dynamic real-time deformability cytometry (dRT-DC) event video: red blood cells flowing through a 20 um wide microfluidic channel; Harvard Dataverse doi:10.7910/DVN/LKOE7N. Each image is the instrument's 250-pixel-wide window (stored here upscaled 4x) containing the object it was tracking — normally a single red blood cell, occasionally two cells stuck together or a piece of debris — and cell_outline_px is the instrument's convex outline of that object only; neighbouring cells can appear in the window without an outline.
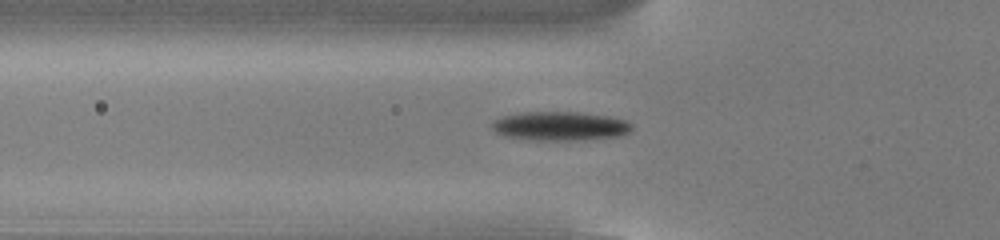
{"species": "common noctule bat (a hibernating species)", "species_latin": "Nyctalus noctula", "temperature_condition": "cold", "stored_images_in_passage": 53, "camera_frame_rate_fps": 3000, "um_per_image_px": 0.085, "animal": {"sex": "male", "body_mass_g": 13.0, "forearm_length_mm": 53.1}, "frame": {"image": 1, "passage_image": 18, "time_ms": 5.667, "image_size_px": [1000, 240], "cell_outline_px": [[632, 128], [624, 136], [584, 140], [540, 140], [504, 136], [496, 132], [492, 128], [492, 120], [504, 116], [520, 112], [576, 112], [608, 116], [624, 120], [632, 124]], "centroid_in_image_um": [47.62, 10.72], "position_along_channel_um": 78.2, "area_um2": 23.64}}
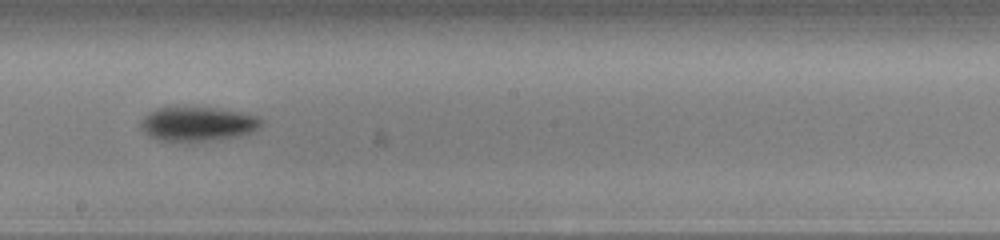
{"frame": {"image": 2, "passage_image": 30, "time_ms": 9.667, "image_size_px": [1000, 240], "cell_outline_px": [[264, 124], [260, 128], [252, 132], [240, 136], [212, 140], [156, 140], [148, 136], [140, 128], [140, 120], [148, 112], [156, 108], [176, 104], [212, 108], [240, 112], [256, 116], [264, 120]], "centroid_in_image_um": [16.76, 10.49], "position_along_channel_um": 231.4, "area_um2": 24.74}}
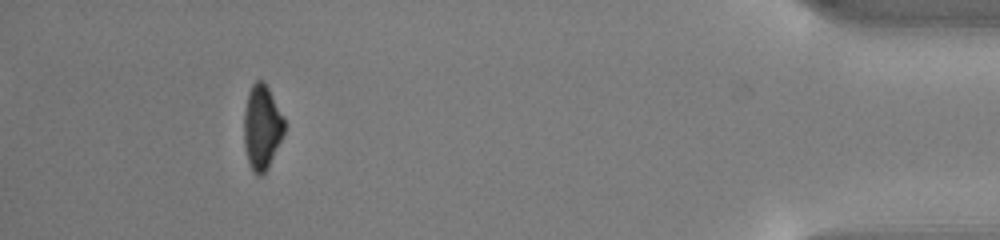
{"frame": {"image": 3, "passage_image": 49, "time_ms": 16.0, "image_size_px": [1000, 240], "cell_outline_px": [[284, 132], [268, 168], [264, 176], [256, 176], [252, 172], [244, 148], [244, 112], [248, 92], [252, 84], [256, 80], [264, 80], [284, 120]], "centroid_in_image_um": [22.23, 10.85], "position_along_channel_um": 413.0, "area_um2": 19.83}, "authors_computed_cell_mechanics": {"area_um2": 21.7906, "velocity_mm_per_s": 3.8275, "shape_relaxation_time_tau1_ms": 2.9603, "shape_relaxation_time_tau2_ms": null, "deformation_change_tau1": 0.1263, "deformation_change_tau2": null}}